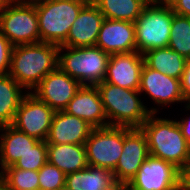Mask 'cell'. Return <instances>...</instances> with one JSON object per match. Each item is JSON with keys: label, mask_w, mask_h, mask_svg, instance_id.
I'll use <instances>...</instances> for the list:
<instances>
[{"label": "cell", "mask_w": 190, "mask_h": 190, "mask_svg": "<svg viewBox=\"0 0 190 190\" xmlns=\"http://www.w3.org/2000/svg\"><path fill=\"white\" fill-rule=\"evenodd\" d=\"M149 156L147 138L142 129L124 127L122 154L112 171L116 183L124 189Z\"/></svg>", "instance_id": "9c48e42d"}, {"label": "cell", "mask_w": 190, "mask_h": 190, "mask_svg": "<svg viewBox=\"0 0 190 190\" xmlns=\"http://www.w3.org/2000/svg\"><path fill=\"white\" fill-rule=\"evenodd\" d=\"M154 115L151 113L140 127L146 135L149 154L180 170L190 159V144L176 120L155 118Z\"/></svg>", "instance_id": "7a4b0ae2"}, {"label": "cell", "mask_w": 190, "mask_h": 190, "mask_svg": "<svg viewBox=\"0 0 190 190\" xmlns=\"http://www.w3.org/2000/svg\"><path fill=\"white\" fill-rule=\"evenodd\" d=\"M144 57L138 51L111 54L104 81L124 89L139 90Z\"/></svg>", "instance_id": "5bb4252c"}, {"label": "cell", "mask_w": 190, "mask_h": 190, "mask_svg": "<svg viewBox=\"0 0 190 190\" xmlns=\"http://www.w3.org/2000/svg\"><path fill=\"white\" fill-rule=\"evenodd\" d=\"M173 14L166 0H150L134 21L136 51L143 55L151 49L168 47Z\"/></svg>", "instance_id": "8992f818"}, {"label": "cell", "mask_w": 190, "mask_h": 190, "mask_svg": "<svg viewBox=\"0 0 190 190\" xmlns=\"http://www.w3.org/2000/svg\"><path fill=\"white\" fill-rule=\"evenodd\" d=\"M109 58L110 54L97 46H59L58 68L81 85L96 86L104 81Z\"/></svg>", "instance_id": "5b68a950"}, {"label": "cell", "mask_w": 190, "mask_h": 190, "mask_svg": "<svg viewBox=\"0 0 190 190\" xmlns=\"http://www.w3.org/2000/svg\"><path fill=\"white\" fill-rule=\"evenodd\" d=\"M38 177L39 190H58L66 184V174L48 162L38 170Z\"/></svg>", "instance_id": "83f0119b"}, {"label": "cell", "mask_w": 190, "mask_h": 190, "mask_svg": "<svg viewBox=\"0 0 190 190\" xmlns=\"http://www.w3.org/2000/svg\"><path fill=\"white\" fill-rule=\"evenodd\" d=\"M58 190H73L72 188H70L68 185H63L62 187H60Z\"/></svg>", "instance_id": "d590c367"}, {"label": "cell", "mask_w": 190, "mask_h": 190, "mask_svg": "<svg viewBox=\"0 0 190 190\" xmlns=\"http://www.w3.org/2000/svg\"><path fill=\"white\" fill-rule=\"evenodd\" d=\"M22 88L9 74H0V126L12 124L26 95Z\"/></svg>", "instance_id": "603a6c76"}, {"label": "cell", "mask_w": 190, "mask_h": 190, "mask_svg": "<svg viewBox=\"0 0 190 190\" xmlns=\"http://www.w3.org/2000/svg\"><path fill=\"white\" fill-rule=\"evenodd\" d=\"M66 185L73 190H121L111 170L88 166L66 175Z\"/></svg>", "instance_id": "44dd1931"}, {"label": "cell", "mask_w": 190, "mask_h": 190, "mask_svg": "<svg viewBox=\"0 0 190 190\" xmlns=\"http://www.w3.org/2000/svg\"><path fill=\"white\" fill-rule=\"evenodd\" d=\"M179 175L173 164L149 156L124 190H180Z\"/></svg>", "instance_id": "8fae6325"}, {"label": "cell", "mask_w": 190, "mask_h": 190, "mask_svg": "<svg viewBox=\"0 0 190 190\" xmlns=\"http://www.w3.org/2000/svg\"><path fill=\"white\" fill-rule=\"evenodd\" d=\"M58 49L59 46L45 42L13 46L8 74L32 92L48 73L58 68Z\"/></svg>", "instance_id": "6da1fadb"}, {"label": "cell", "mask_w": 190, "mask_h": 190, "mask_svg": "<svg viewBox=\"0 0 190 190\" xmlns=\"http://www.w3.org/2000/svg\"><path fill=\"white\" fill-rule=\"evenodd\" d=\"M108 120V126L140 128L156 108H148L139 99L138 90L124 89L105 81L96 85Z\"/></svg>", "instance_id": "3957f363"}, {"label": "cell", "mask_w": 190, "mask_h": 190, "mask_svg": "<svg viewBox=\"0 0 190 190\" xmlns=\"http://www.w3.org/2000/svg\"><path fill=\"white\" fill-rule=\"evenodd\" d=\"M180 84L183 97L187 102H190V59H187Z\"/></svg>", "instance_id": "f546056e"}, {"label": "cell", "mask_w": 190, "mask_h": 190, "mask_svg": "<svg viewBox=\"0 0 190 190\" xmlns=\"http://www.w3.org/2000/svg\"><path fill=\"white\" fill-rule=\"evenodd\" d=\"M0 165L1 171L14 165L26 152L32 149L40 140L28 136L11 125L0 126ZM3 131L5 133H3Z\"/></svg>", "instance_id": "d6986e66"}, {"label": "cell", "mask_w": 190, "mask_h": 190, "mask_svg": "<svg viewBox=\"0 0 190 190\" xmlns=\"http://www.w3.org/2000/svg\"><path fill=\"white\" fill-rule=\"evenodd\" d=\"M8 1H33V0H8Z\"/></svg>", "instance_id": "8d00e7d4"}, {"label": "cell", "mask_w": 190, "mask_h": 190, "mask_svg": "<svg viewBox=\"0 0 190 190\" xmlns=\"http://www.w3.org/2000/svg\"><path fill=\"white\" fill-rule=\"evenodd\" d=\"M150 0H95L105 19L134 22Z\"/></svg>", "instance_id": "cb8c5ba5"}, {"label": "cell", "mask_w": 190, "mask_h": 190, "mask_svg": "<svg viewBox=\"0 0 190 190\" xmlns=\"http://www.w3.org/2000/svg\"><path fill=\"white\" fill-rule=\"evenodd\" d=\"M87 2H94L95 0H86Z\"/></svg>", "instance_id": "74e56055"}, {"label": "cell", "mask_w": 190, "mask_h": 190, "mask_svg": "<svg viewBox=\"0 0 190 190\" xmlns=\"http://www.w3.org/2000/svg\"><path fill=\"white\" fill-rule=\"evenodd\" d=\"M168 47L190 59V18L173 14Z\"/></svg>", "instance_id": "d4e9b609"}, {"label": "cell", "mask_w": 190, "mask_h": 190, "mask_svg": "<svg viewBox=\"0 0 190 190\" xmlns=\"http://www.w3.org/2000/svg\"><path fill=\"white\" fill-rule=\"evenodd\" d=\"M54 113L46 103L27 91L11 126L28 136L46 141Z\"/></svg>", "instance_id": "30bf717a"}, {"label": "cell", "mask_w": 190, "mask_h": 190, "mask_svg": "<svg viewBox=\"0 0 190 190\" xmlns=\"http://www.w3.org/2000/svg\"><path fill=\"white\" fill-rule=\"evenodd\" d=\"M94 127L87 121L63 111H55L46 143L85 144Z\"/></svg>", "instance_id": "ac0fdd59"}, {"label": "cell", "mask_w": 190, "mask_h": 190, "mask_svg": "<svg viewBox=\"0 0 190 190\" xmlns=\"http://www.w3.org/2000/svg\"><path fill=\"white\" fill-rule=\"evenodd\" d=\"M0 190H9L5 182L0 178Z\"/></svg>", "instance_id": "836d02e7"}, {"label": "cell", "mask_w": 190, "mask_h": 190, "mask_svg": "<svg viewBox=\"0 0 190 190\" xmlns=\"http://www.w3.org/2000/svg\"><path fill=\"white\" fill-rule=\"evenodd\" d=\"M104 15L94 2H87L73 22L67 40L61 46H95Z\"/></svg>", "instance_id": "2e32d148"}, {"label": "cell", "mask_w": 190, "mask_h": 190, "mask_svg": "<svg viewBox=\"0 0 190 190\" xmlns=\"http://www.w3.org/2000/svg\"><path fill=\"white\" fill-rule=\"evenodd\" d=\"M8 0H0V13L3 11Z\"/></svg>", "instance_id": "e575fe53"}, {"label": "cell", "mask_w": 190, "mask_h": 190, "mask_svg": "<svg viewBox=\"0 0 190 190\" xmlns=\"http://www.w3.org/2000/svg\"><path fill=\"white\" fill-rule=\"evenodd\" d=\"M0 178L9 190H39L38 171L8 166L0 171Z\"/></svg>", "instance_id": "484cf974"}, {"label": "cell", "mask_w": 190, "mask_h": 190, "mask_svg": "<svg viewBox=\"0 0 190 190\" xmlns=\"http://www.w3.org/2000/svg\"><path fill=\"white\" fill-rule=\"evenodd\" d=\"M47 158L66 175L88 167L84 144L47 143Z\"/></svg>", "instance_id": "ffe728a7"}, {"label": "cell", "mask_w": 190, "mask_h": 190, "mask_svg": "<svg viewBox=\"0 0 190 190\" xmlns=\"http://www.w3.org/2000/svg\"><path fill=\"white\" fill-rule=\"evenodd\" d=\"M185 108H187L186 110H190V102H187ZM177 123L181 128L185 140L190 144V117L185 119L182 118V120L177 121Z\"/></svg>", "instance_id": "d6a6232c"}, {"label": "cell", "mask_w": 190, "mask_h": 190, "mask_svg": "<svg viewBox=\"0 0 190 190\" xmlns=\"http://www.w3.org/2000/svg\"><path fill=\"white\" fill-rule=\"evenodd\" d=\"M12 49L11 42L0 32V74L9 73Z\"/></svg>", "instance_id": "f1b7e54d"}, {"label": "cell", "mask_w": 190, "mask_h": 190, "mask_svg": "<svg viewBox=\"0 0 190 190\" xmlns=\"http://www.w3.org/2000/svg\"><path fill=\"white\" fill-rule=\"evenodd\" d=\"M47 162V143L46 141H39L12 166L23 170L38 171Z\"/></svg>", "instance_id": "4316f807"}, {"label": "cell", "mask_w": 190, "mask_h": 190, "mask_svg": "<svg viewBox=\"0 0 190 190\" xmlns=\"http://www.w3.org/2000/svg\"><path fill=\"white\" fill-rule=\"evenodd\" d=\"M0 32L13 46L40 42L35 4L32 1H8L0 13Z\"/></svg>", "instance_id": "52a82bcc"}, {"label": "cell", "mask_w": 190, "mask_h": 190, "mask_svg": "<svg viewBox=\"0 0 190 190\" xmlns=\"http://www.w3.org/2000/svg\"><path fill=\"white\" fill-rule=\"evenodd\" d=\"M84 146L88 166L113 171L124 146V126L94 128Z\"/></svg>", "instance_id": "ba28073f"}, {"label": "cell", "mask_w": 190, "mask_h": 190, "mask_svg": "<svg viewBox=\"0 0 190 190\" xmlns=\"http://www.w3.org/2000/svg\"><path fill=\"white\" fill-rule=\"evenodd\" d=\"M35 4L40 42L61 46L68 37L73 22L86 0H33Z\"/></svg>", "instance_id": "277c9868"}, {"label": "cell", "mask_w": 190, "mask_h": 190, "mask_svg": "<svg viewBox=\"0 0 190 190\" xmlns=\"http://www.w3.org/2000/svg\"><path fill=\"white\" fill-rule=\"evenodd\" d=\"M175 14L190 18V0H166Z\"/></svg>", "instance_id": "4dcf8cb0"}, {"label": "cell", "mask_w": 190, "mask_h": 190, "mask_svg": "<svg viewBox=\"0 0 190 190\" xmlns=\"http://www.w3.org/2000/svg\"><path fill=\"white\" fill-rule=\"evenodd\" d=\"M144 63L153 70L181 79L187 59L169 47L156 48L143 54Z\"/></svg>", "instance_id": "7402d4cb"}, {"label": "cell", "mask_w": 190, "mask_h": 190, "mask_svg": "<svg viewBox=\"0 0 190 190\" xmlns=\"http://www.w3.org/2000/svg\"><path fill=\"white\" fill-rule=\"evenodd\" d=\"M95 46L110 55L136 51L134 22L104 19Z\"/></svg>", "instance_id": "9a60e30c"}, {"label": "cell", "mask_w": 190, "mask_h": 190, "mask_svg": "<svg viewBox=\"0 0 190 190\" xmlns=\"http://www.w3.org/2000/svg\"><path fill=\"white\" fill-rule=\"evenodd\" d=\"M138 91L145 92L158 106L187 102L181 92L180 79L153 70L145 63L141 71Z\"/></svg>", "instance_id": "4fadbf2b"}, {"label": "cell", "mask_w": 190, "mask_h": 190, "mask_svg": "<svg viewBox=\"0 0 190 190\" xmlns=\"http://www.w3.org/2000/svg\"><path fill=\"white\" fill-rule=\"evenodd\" d=\"M81 86L77 80L57 68L48 73L31 93L54 111H63Z\"/></svg>", "instance_id": "7c38bea8"}, {"label": "cell", "mask_w": 190, "mask_h": 190, "mask_svg": "<svg viewBox=\"0 0 190 190\" xmlns=\"http://www.w3.org/2000/svg\"><path fill=\"white\" fill-rule=\"evenodd\" d=\"M180 190H190V159L180 169Z\"/></svg>", "instance_id": "1f68e13d"}, {"label": "cell", "mask_w": 190, "mask_h": 190, "mask_svg": "<svg viewBox=\"0 0 190 190\" xmlns=\"http://www.w3.org/2000/svg\"><path fill=\"white\" fill-rule=\"evenodd\" d=\"M64 111L87 121L94 128L108 126L107 116L96 86L82 85Z\"/></svg>", "instance_id": "e0dca14e"}]
</instances>
